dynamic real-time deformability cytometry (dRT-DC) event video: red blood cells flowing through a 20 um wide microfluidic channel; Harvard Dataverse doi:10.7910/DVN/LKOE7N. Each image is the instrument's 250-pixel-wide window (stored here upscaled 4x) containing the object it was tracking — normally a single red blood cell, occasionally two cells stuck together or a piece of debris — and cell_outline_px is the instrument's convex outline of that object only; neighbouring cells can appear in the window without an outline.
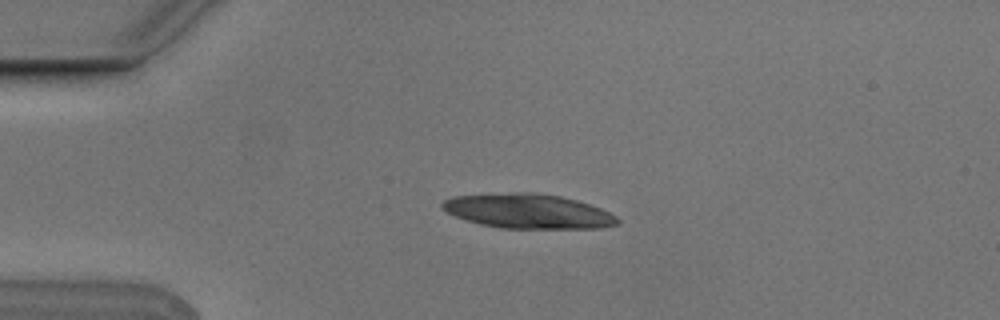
{"species": "Egyptian fruit bat (a non-hibernating species)", "species_latin": "Rousettus aegyptiacus", "temperature_condition": "cold", "stored_images_in_passage": 6, "camera_frame_rate_fps": 3000, "um_per_image_px": 0.085, "animal": {"sex": "male"}, "frame": {"image": 1, "passage_image": 4, "time_ms": 1.0, "image_size_px": [1000, 320], "cell_outline_px": [[620, 224], [600, 228], [500, 228], [480, 224], [456, 216], [440, 208], [440, 204], [444, 200], [452, 196], [512, 192], [536, 192], [560, 196], [576, 200], [600, 208], [616, 216], [620, 220]], "centroid_in_image_um": [44.88, 17.94], "position_along_channel_um": 40.1, "area_um2": 35.32}}